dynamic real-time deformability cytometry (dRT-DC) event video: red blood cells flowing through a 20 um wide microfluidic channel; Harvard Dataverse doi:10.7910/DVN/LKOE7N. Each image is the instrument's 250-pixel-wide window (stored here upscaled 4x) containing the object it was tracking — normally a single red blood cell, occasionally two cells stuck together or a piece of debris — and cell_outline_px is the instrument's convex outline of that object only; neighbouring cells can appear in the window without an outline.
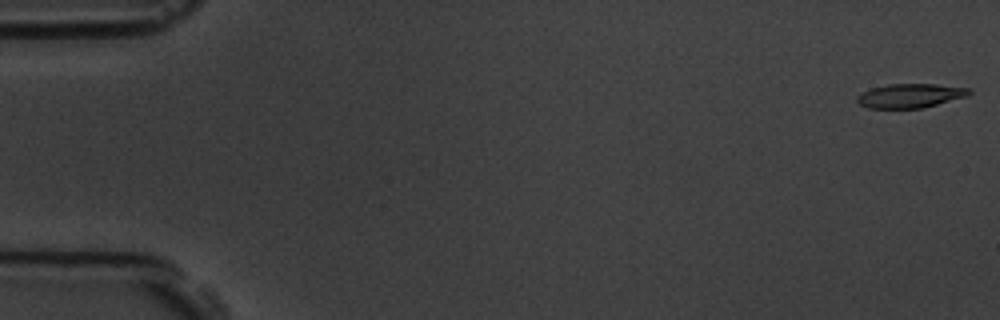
{"species": "common noctule bat (a hibernating species)", "species_latin": "Nyctalus noctula", "temperature_condition": "room temperature", "stored_images_in_passage": 6, "camera_frame_rate_fps": 3000, "um_per_image_px": 0.085, "animal": {"sex": "male", "body_mass_g": 19.5, "forearm_length_mm": 54.6}, "frame": {"image": 1, "passage_image": 1, "time_ms": 0.0, "image_size_px": [1000, 320], "cell_outline_px": [[972, 92], [968, 96], [920, 108], [868, 108], [860, 104], [856, 100], [856, 96], [872, 88], [888, 84], [936, 84], [972, 88]], "centroid_in_image_um": [77.4, 8.13], "position_along_channel_um": 7.6, "area_um2": 15.66}}
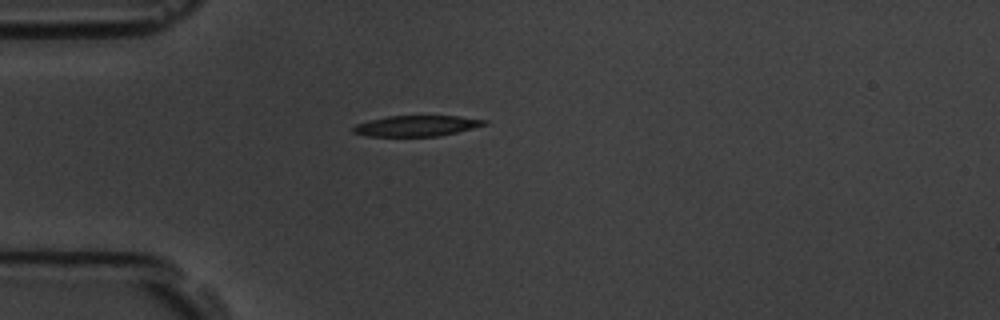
{"frame": {"image": 2, "passage_image": 5, "time_ms": 4.667, "image_size_px": [1000, 320], "cell_outline_px": [[488, 124], [440, 136], [368, 136], [352, 132], [352, 128], [356, 124], [388, 116], [460, 116], [488, 120]], "centroid_in_image_um": [35.44, 10.69], "position_along_channel_um": 49.6, "area_um2": 15.72}}